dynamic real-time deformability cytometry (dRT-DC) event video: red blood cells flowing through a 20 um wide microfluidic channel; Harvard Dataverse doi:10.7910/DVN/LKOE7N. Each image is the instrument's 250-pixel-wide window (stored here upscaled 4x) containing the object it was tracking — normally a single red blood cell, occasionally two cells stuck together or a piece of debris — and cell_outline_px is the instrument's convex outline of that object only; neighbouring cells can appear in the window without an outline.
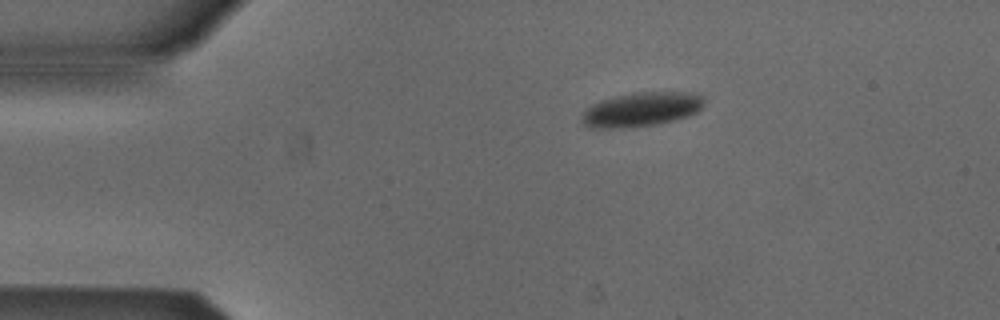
{"species": "Egyptian fruit bat (a non-hibernating species)", "species_latin": "Rousettus aegyptiacus", "temperature_condition": "cold", "stored_images_in_passage": 45, "camera_frame_rate_fps": 3000, "um_per_image_px": 0.085, "animal": {"sex": "male"}, "frame": {"image": 1, "passage_image": 2, "time_ms": 0.333, "image_size_px": [1000, 320], "cell_outline_px": [[704, 104], [696, 112], [688, 116], [660, 124], [628, 128], [588, 128], [580, 120], [580, 116], [592, 104], [600, 100], [616, 96], [636, 92], [696, 92], [704, 96]], "centroid_in_image_um": [54.52, 9.3], "position_along_channel_um": 30.5, "area_um2": 24.74}}
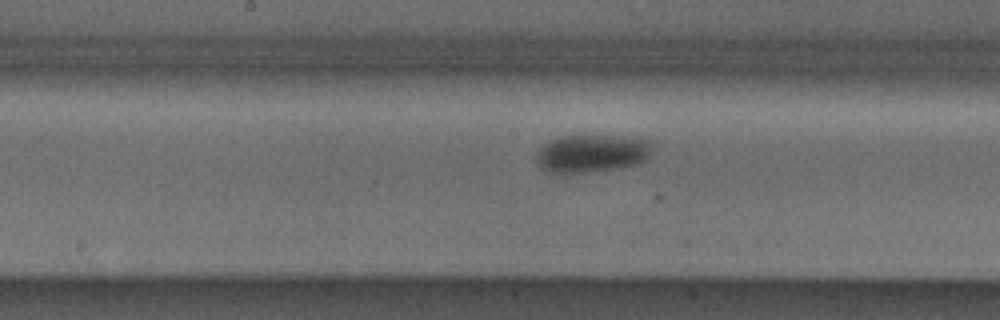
{"frame": {"image": 2, "passage_image": 19, "time_ms": 6.0, "image_size_px": [1000, 320], "cell_outline_px": [[656, 140], [648, 156], [644, 160], [636, 164], [616, 168], [580, 172], [548, 172], [540, 168], [536, 160], [536, 156], [540, 148], [544, 144], [560, 136], [620, 136]], "centroid_in_image_um": [50.34, 13.02], "position_along_channel_um": 197.9, "area_um2": 25.37}}
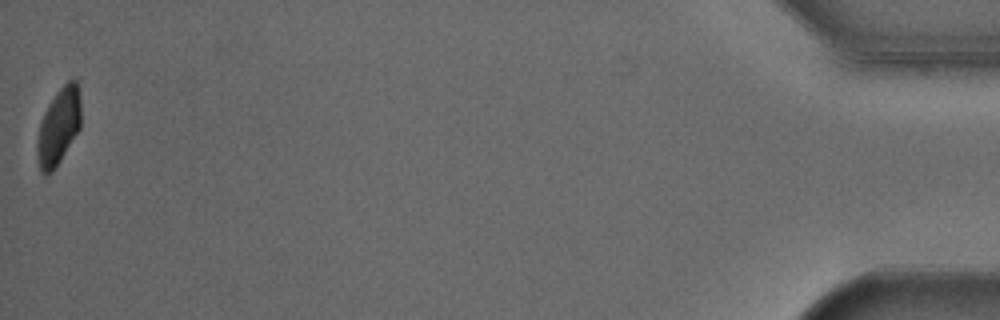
{"frame": {"image": 3, "passage_image": 45, "time_ms": 14.667, "image_size_px": [1000, 320], "cell_outline_px": [[80, 128], [60, 160], [52, 172], [40, 172], [36, 156], [36, 144], [40, 124], [44, 112], [48, 104], [56, 92], [72, 76], [76, 80], [80, 96]], "centroid_in_image_um": [4.97, 10.71], "position_along_channel_um": 430.2, "area_um2": 19.48}, "authors_computed_cell_mechanics": {"area_um2": 25.143, "velocity_mm_per_s": 3.854, "shape_relaxation_time_tau1_ms": 2.022, "shape_relaxation_time_tau2_ms": null, "deformation_change_tau1": 0.0712, "deformation_change_tau2": null}}